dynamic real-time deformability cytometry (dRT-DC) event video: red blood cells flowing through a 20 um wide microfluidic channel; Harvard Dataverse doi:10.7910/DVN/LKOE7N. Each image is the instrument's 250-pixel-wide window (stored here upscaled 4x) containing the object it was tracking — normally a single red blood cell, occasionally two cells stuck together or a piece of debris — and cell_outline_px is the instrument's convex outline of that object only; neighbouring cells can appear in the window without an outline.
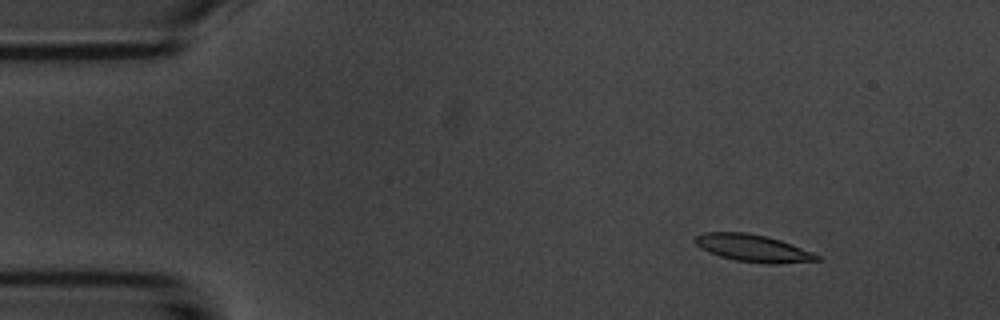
{"species": "common noctule bat (a hibernating species)", "species_latin": "Nyctalus noctula", "temperature_condition": "room temperature", "stored_images_in_passage": 6, "camera_frame_rate_fps": 3000, "um_per_image_px": 0.085, "animal": {"sex": "male", "body_mass_g": 20.1, "forearm_length_mm": 53.5}, "frame": {"image": 1, "passage_image": 2, "time_ms": 2.0, "image_size_px": [1000, 320], "cell_outline_px": [[820, 260], [772, 264], [768, 264], [736, 260], [720, 256], [708, 252], [700, 248], [692, 240], [696, 236], [704, 232], [748, 232], [768, 236], [792, 244], [812, 252], [820, 256]], "centroid_in_image_um": [63.97, 21.08], "position_along_channel_um": 21.0, "area_um2": 19.36}}
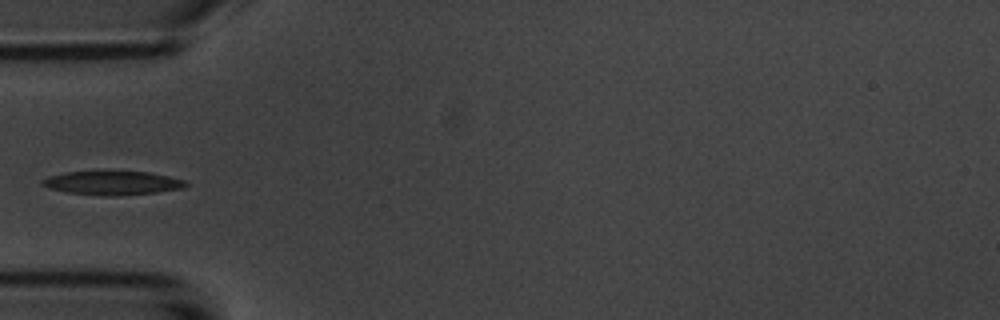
{"frame": {"image": 2, "passage_image": 5, "time_ms": 5.667, "image_size_px": [1000, 320], "cell_outline_px": [[188, 184], [184, 188], [156, 192], [116, 196], [104, 196], [68, 192], [48, 188], [40, 184], [40, 180], [48, 176], [64, 172], [148, 172], [188, 180]], "centroid_in_image_um": [9.56, 15.56], "position_along_channel_um": 75.4, "area_um2": 19.88}}